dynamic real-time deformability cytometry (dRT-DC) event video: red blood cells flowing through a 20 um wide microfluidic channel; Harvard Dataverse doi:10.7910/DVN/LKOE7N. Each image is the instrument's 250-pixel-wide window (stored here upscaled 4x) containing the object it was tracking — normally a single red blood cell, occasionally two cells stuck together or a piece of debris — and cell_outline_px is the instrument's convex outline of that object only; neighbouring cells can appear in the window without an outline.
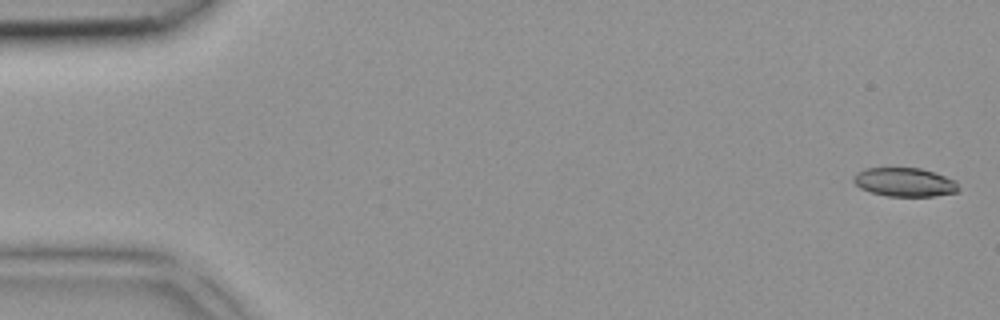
{"species": "common noctule bat (a hibernating species)", "species_latin": "Nyctalus noctula", "temperature_condition": "room temperature", "stored_images_in_passage": 40, "camera_frame_rate_fps": 3000, "um_per_image_px": 0.085, "animal": {"sex": "female", "body_mass_g": 18.4}, "frame": {"image": 1, "passage_image": 1, "time_ms": 0.0, "image_size_px": [1000, 320], "cell_outline_px": [[960, 192], [936, 196], [888, 196], [872, 192], [860, 188], [852, 180], [852, 176], [856, 172], [864, 168], [920, 168], [956, 180], [960, 188]], "centroid_in_image_um": [76.9, 15.49], "position_along_channel_um": 8.1, "area_um2": 17.74}}
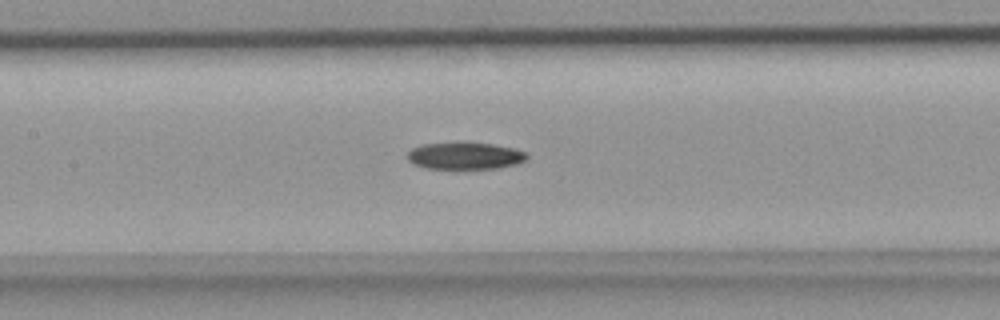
{"frame": {"image": 2, "passage_image": 20, "time_ms": 6.333, "image_size_px": [1000, 320], "cell_outline_px": [[528, 156], [524, 160], [516, 164], [496, 168], [424, 168], [412, 164], [408, 160], [408, 152], [412, 148], [424, 144], [492, 144], [516, 148], [528, 152]], "centroid_in_image_um": [39.54, 13.26], "position_along_channel_um": 167.9, "area_um2": 18.32}}
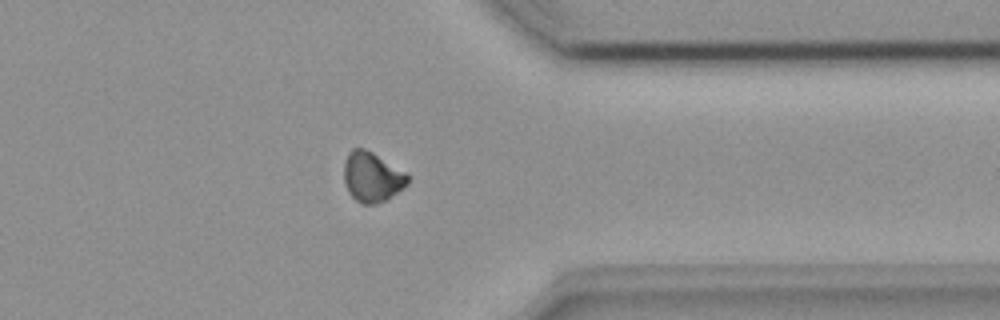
{"frame": {"image": 3, "passage_image": 34, "time_ms": 11.0, "image_size_px": [1000, 320], "cell_outline_px": [[408, 184], [384, 200], [372, 204], [360, 204], [348, 192], [344, 180], [344, 160], [348, 152], [352, 148], [364, 148], [372, 152], [408, 172]], "centroid_in_image_um": [31.61, 15.01], "position_along_channel_um": 379.8, "area_um2": 18.55}}